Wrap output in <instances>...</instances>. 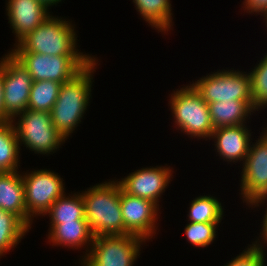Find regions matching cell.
<instances>
[{
    "instance_id": "obj_1",
    "label": "cell",
    "mask_w": 267,
    "mask_h": 266,
    "mask_svg": "<svg viewBox=\"0 0 267 266\" xmlns=\"http://www.w3.org/2000/svg\"><path fill=\"white\" fill-rule=\"evenodd\" d=\"M85 219L96 236H125L120 184L113 180L82 191Z\"/></svg>"
},
{
    "instance_id": "obj_2",
    "label": "cell",
    "mask_w": 267,
    "mask_h": 266,
    "mask_svg": "<svg viewBox=\"0 0 267 266\" xmlns=\"http://www.w3.org/2000/svg\"><path fill=\"white\" fill-rule=\"evenodd\" d=\"M95 60L96 58L73 79L62 83L58 98L50 111L53 125L65 140L73 133L87 110L92 73L98 64Z\"/></svg>"
},
{
    "instance_id": "obj_3",
    "label": "cell",
    "mask_w": 267,
    "mask_h": 266,
    "mask_svg": "<svg viewBox=\"0 0 267 266\" xmlns=\"http://www.w3.org/2000/svg\"><path fill=\"white\" fill-rule=\"evenodd\" d=\"M75 27L62 18L49 16L28 33L10 53H38L50 56L86 55L76 49Z\"/></svg>"
},
{
    "instance_id": "obj_4",
    "label": "cell",
    "mask_w": 267,
    "mask_h": 266,
    "mask_svg": "<svg viewBox=\"0 0 267 266\" xmlns=\"http://www.w3.org/2000/svg\"><path fill=\"white\" fill-rule=\"evenodd\" d=\"M170 108L181 132L196 138H208L214 131L209 106L190 84L171 94Z\"/></svg>"
},
{
    "instance_id": "obj_5",
    "label": "cell",
    "mask_w": 267,
    "mask_h": 266,
    "mask_svg": "<svg viewBox=\"0 0 267 266\" xmlns=\"http://www.w3.org/2000/svg\"><path fill=\"white\" fill-rule=\"evenodd\" d=\"M11 54L28 70L33 81L51 80L61 84L73 79L95 59L90 55Z\"/></svg>"
},
{
    "instance_id": "obj_6",
    "label": "cell",
    "mask_w": 267,
    "mask_h": 266,
    "mask_svg": "<svg viewBox=\"0 0 267 266\" xmlns=\"http://www.w3.org/2000/svg\"><path fill=\"white\" fill-rule=\"evenodd\" d=\"M18 116L20 118L14 127L19 146L24 144L34 153L45 155L54 153L65 142L53 125L50 112L27 109Z\"/></svg>"
},
{
    "instance_id": "obj_7",
    "label": "cell",
    "mask_w": 267,
    "mask_h": 266,
    "mask_svg": "<svg viewBox=\"0 0 267 266\" xmlns=\"http://www.w3.org/2000/svg\"><path fill=\"white\" fill-rule=\"evenodd\" d=\"M145 242L135 235L96 236L92 247L86 249L82 266H133L139 256L141 243ZM88 250V251H87Z\"/></svg>"
},
{
    "instance_id": "obj_8",
    "label": "cell",
    "mask_w": 267,
    "mask_h": 266,
    "mask_svg": "<svg viewBox=\"0 0 267 266\" xmlns=\"http://www.w3.org/2000/svg\"><path fill=\"white\" fill-rule=\"evenodd\" d=\"M208 75L191 84L207 104L231 100L252 101L249 73L233 69Z\"/></svg>"
},
{
    "instance_id": "obj_9",
    "label": "cell",
    "mask_w": 267,
    "mask_h": 266,
    "mask_svg": "<svg viewBox=\"0 0 267 266\" xmlns=\"http://www.w3.org/2000/svg\"><path fill=\"white\" fill-rule=\"evenodd\" d=\"M4 122L14 121L28 109L33 83L28 70L9 52L2 58Z\"/></svg>"
},
{
    "instance_id": "obj_10",
    "label": "cell",
    "mask_w": 267,
    "mask_h": 266,
    "mask_svg": "<svg viewBox=\"0 0 267 266\" xmlns=\"http://www.w3.org/2000/svg\"><path fill=\"white\" fill-rule=\"evenodd\" d=\"M27 214L42 216L65 192L63 178L51 170H34L22 175Z\"/></svg>"
},
{
    "instance_id": "obj_11",
    "label": "cell",
    "mask_w": 267,
    "mask_h": 266,
    "mask_svg": "<svg viewBox=\"0 0 267 266\" xmlns=\"http://www.w3.org/2000/svg\"><path fill=\"white\" fill-rule=\"evenodd\" d=\"M261 134L243 161L240 190L247 205L267 195V127Z\"/></svg>"
},
{
    "instance_id": "obj_12",
    "label": "cell",
    "mask_w": 267,
    "mask_h": 266,
    "mask_svg": "<svg viewBox=\"0 0 267 266\" xmlns=\"http://www.w3.org/2000/svg\"><path fill=\"white\" fill-rule=\"evenodd\" d=\"M120 205L125 234L141 237L145 241L152 238L156 233L155 223L158 218L159 207L148 199L125 193L121 186Z\"/></svg>"
},
{
    "instance_id": "obj_13",
    "label": "cell",
    "mask_w": 267,
    "mask_h": 266,
    "mask_svg": "<svg viewBox=\"0 0 267 266\" xmlns=\"http://www.w3.org/2000/svg\"><path fill=\"white\" fill-rule=\"evenodd\" d=\"M171 171L170 166L142 168L130 173L118 183L125 193L148 199L159 207L158 200L173 176Z\"/></svg>"
},
{
    "instance_id": "obj_14",
    "label": "cell",
    "mask_w": 267,
    "mask_h": 266,
    "mask_svg": "<svg viewBox=\"0 0 267 266\" xmlns=\"http://www.w3.org/2000/svg\"><path fill=\"white\" fill-rule=\"evenodd\" d=\"M49 8L40 0H8L7 16L16 42L42 24L49 16Z\"/></svg>"
},
{
    "instance_id": "obj_15",
    "label": "cell",
    "mask_w": 267,
    "mask_h": 266,
    "mask_svg": "<svg viewBox=\"0 0 267 266\" xmlns=\"http://www.w3.org/2000/svg\"><path fill=\"white\" fill-rule=\"evenodd\" d=\"M210 138H215V147L223 160L245 161L251 144V133L245 124L216 128Z\"/></svg>"
},
{
    "instance_id": "obj_16",
    "label": "cell",
    "mask_w": 267,
    "mask_h": 266,
    "mask_svg": "<svg viewBox=\"0 0 267 266\" xmlns=\"http://www.w3.org/2000/svg\"><path fill=\"white\" fill-rule=\"evenodd\" d=\"M18 173H0V209L16 215L30 229L33 219L27 214L23 179Z\"/></svg>"
},
{
    "instance_id": "obj_17",
    "label": "cell",
    "mask_w": 267,
    "mask_h": 266,
    "mask_svg": "<svg viewBox=\"0 0 267 266\" xmlns=\"http://www.w3.org/2000/svg\"><path fill=\"white\" fill-rule=\"evenodd\" d=\"M49 242L68 248H82L92 245L94 235L87 221H69L50 226Z\"/></svg>"
},
{
    "instance_id": "obj_18",
    "label": "cell",
    "mask_w": 267,
    "mask_h": 266,
    "mask_svg": "<svg viewBox=\"0 0 267 266\" xmlns=\"http://www.w3.org/2000/svg\"><path fill=\"white\" fill-rule=\"evenodd\" d=\"M214 129L245 124L255 110L253 101H221L208 103Z\"/></svg>"
},
{
    "instance_id": "obj_19",
    "label": "cell",
    "mask_w": 267,
    "mask_h": 266,
    "mask_svg": "<svg viewBox=\"0 0 267 266\" xmlns=\"http://www.w3.org/2000/svg\"><path fill=\"white\" fill-rule=\"evenodd\" d=\"M137 11L145 21L160 32H168L172 28L170 0H133Z\"/></svg>"
},
{
    "instance_id": "obj_20",
    "label": "cell",
    "mask_w": 267,
    "mask_h": 266,
    "mask_svg": "<svg viewBox=\"0 0 267 266\" xmlns=\"http://www.w3.org/2000/svg\"><path fill=\"white\" fill-rule=\"evenodd\" d=\"M14 123H0V173L18 171L20 146Z\"/></svg>"
},
{
    "instance_id": "obj_21",
    "label": "cell",
    "mask_w": 267,
    "mask_h": 266,
    "mask_svg": "<svg viewBox=\"0 0 267 266\" xmlns=\"http://www.w3.org/2000/svg\"><path fill=\"white\" fill-rule=\"evenodd\" d=\"M71 197V198H70ZM51 220V225H57L69 221H86L85 208L82 194L74 193L69 197L64 194L45 213Z\"/></svg>"
},
{
    "instance_id": "obj_22",
    "label": "cell",
    "mask_w": 267,
    "mask_h": 266,
    "mask_svg": "<svg viewBox=\"0 0 267 266\" xmlns=\"http://www.w3.org/2000/svg\"><path fill=\"white\" fill-rule=\"evenodd\" d=\"M28 231L16 215L0 209V256L16 247Z\"/></svg>"
},
{
    "instance_id": "obj_23",
    "label": "cell",
    "mask_w": 267,
    "mask_h": 266,
    "mask_svg": "<svg viewBox=\"0 0 267 266\" xmlns=\"http://www.w3.org/2000/svg\"><path fill=\"white\" fill-rule=\"evenodd\" d=\"M60 82L51 80L33 81L28 100V109L50 112L61 88Z\"/></svg>"
},
{
    "instance_id": "obj_24",
    "label": "cell",
    "mask_w": 267,
    "mask_h": 266,
    "mask_svg": "<svg viewBox=\"0 0 267 266\" xmlns=\"http://www.w3.org/2000/svg\"><path fill=\"white\" fill-rule=\"evenodd\" d=\"M223 206L213 196H199L191 201L188 221L196 223H220L223 218Z\"/></svg>"
},
{
    "instance_id": "obj_25",
    "label": "cell",
    "mask_w": 267,
    "mask_h": 266,
    "mask_svg": "<svg viewBox=\"0 0 267 266\" xmlns=\"http://www.w3.org/2000/svg\"><path fill=\"white\" fill-rule=\"evenodd\" d=\"M251 98L255 110L267 106V53L250 71Z\"/></svg>"
},
{
    "instance_id": "obj_26",
    "label": "cell",
    "mask_w": 267,
    "mask_h": 266,
    "mask_svg": "<svg viewBox=\"0 0 267 266\" xmlns=\"http://www.w3.org/2000/svg\"><path fill=\"white\" fill-rule=\"evenodd\" d=\"M218 223H196L189 222L185 227L187 240L196 247H207L214 238H216V230Z\"/></svg>"
},
{
    "instance_id": "obj_27",
    "label": "cell",
    "mask_w": 267,
    "mask_h": 266,
    "mask_svg": "<svg viewBox=\"0 0 267 266\" xmlns=\"http://www.w3.org/2000/svg\"><path fill=\"white\" fill-rule=\"evenodd\" d=\"M249 246L225 266H265L264 249L254 244Z\"/></svg>"
},
{
    "instance_id": "obj_28",
    "label": "cell",
    "mask_w": 267,
    "mask_h": 266,
    "mask_svg": "<svg viewBox=\"0 0 267 266\" xmlns=\"http://www.w3.org/2000/svg\"><path fill=\"white\" fill-rule=\"evenodd\" d=\"M244 10H247V13H263L264 18L266 19L267 26V0H245L243 2Z\"/></svg>"
},
{
    "instance_id": "obj_29",
    "label": "cell",
    "mask_w": 267,
    "mask_h": 266,
    "mask_svg": "<svg viewBox=\"0 0 267 266\" xmlns=\"http://www.w3.org/2000/svg\"><path fill=\"white\" fill-rule=\"evenodd\" d=\"M265 199L267 200V195H265V196H262V197H260V198H258V199H256V200H254L251 204H250V206H254V207H256V206H259V204H264L263 202H265ZM265 213L266 214H264V217H263V224L261 225L262 226V232H260V234H261V236L260 237H262L261 239V241L258 239V240H256L255 242H253V244L254 245H256V246H259V247H261V248H264L263 247V244H267V208H266V211H265ZM260 243H259V242ZM262 241H264V243L261 245V242Z\"/></svg>"
},
{
    "instance_id": "obj_30",
    "label": "cell",
    "mask_w": 267,
    "mask_h": 266,
    "mask_svg": "<svg viewBox=\"0 0 267 266\" xmlns=\"http://www.w3.org/2000/svg\"><path fill=\"white\" fill-rule=\"evenodd\" d=\"M0 123H4V102H3V83H2V59L0 60Z\"/></svg>"
},
{
    "instance_id": "obj_31",
    "label": "cell",
    "mask_w": 267,
    "mask_h": 266,
    "mask_svg": "<svg viewBox=\"0 0 267 266\" xmlns=\"http://www.w3.org/2000/svg\"><path fill=\"white\" fill-rule=\"evenodd\" d=\"M43 2L47 7H51L52 5H56V3L62 1V0H40Z\"/></svg>"
}]
</instances>
